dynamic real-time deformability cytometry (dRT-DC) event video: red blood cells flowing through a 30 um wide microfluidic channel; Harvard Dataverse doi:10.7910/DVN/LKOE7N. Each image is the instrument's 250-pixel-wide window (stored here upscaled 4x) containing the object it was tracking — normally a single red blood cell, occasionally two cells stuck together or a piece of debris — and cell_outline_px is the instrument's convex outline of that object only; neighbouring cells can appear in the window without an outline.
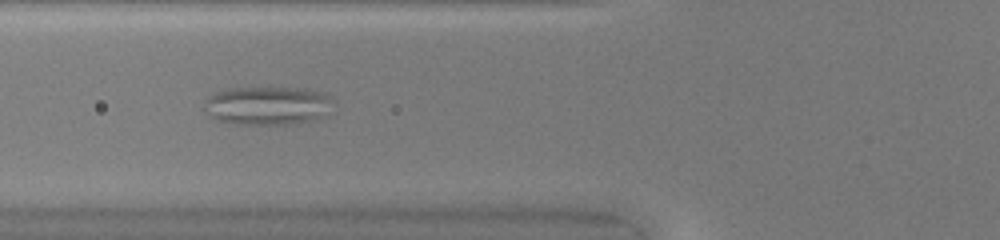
{"species": "common noctule bat (a hibernating species)", "species_latin": "Nyctalus noctula", "temperature_condition": "warm", "stored_images_in_passage": 52, "camera_frame_rate_fps": 3000, "um_per_image_px": 0.085, "animal": {"sex": "female", "body_mass_g": 20.0, "forearm_length_mm": 54.0}, "frame": {"image": 1, "passage_image": 21, "time_ms": 6.667, "image_size_px": [1000, 240], "cell_outline_px": [[336, 100], [324, 116], [312, 120], [288, 124], [236, 124], [212, 120], [204, 108], [204, 104], [208, 96], [216, 92], [228, 88], [268, 84], [304, 88], [324, 92], [332, 96]], "centroid_in_image_um": [22.75, 8.91], "position_along_channel_um": 103.1, "area_um2": 30.46}}
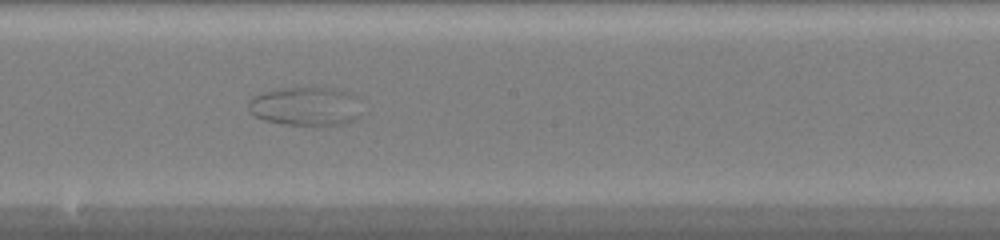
{"frame": {"image": 2, "passage_image": 30, "time_ms": 9.667, "image_size_px": [1000, 240], "cell_outline_px": [[360, 116], [344, 124], [284, 124], [264, 120], [256, 116], [248, 108], [248, 100], [252, 96], [264, 92], [284, 88], [332, 88], [348, 92]], "centroid_in_image_um": [25.86, 9.03], "position_along_channel_um": 222.3, "area_um2": 24.62}}
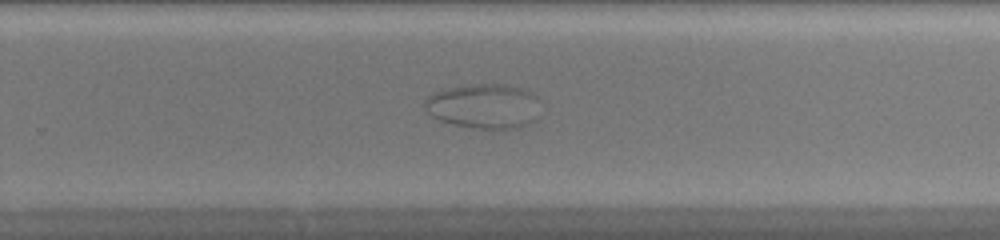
{"frame": {"image": 3, "passage_image": 35, "time_ms": 11.333, "image_size_px": [1000, 240], "cell_outline_px": [[540, 116], [536, 120], [528, 124], [516, 128], [472, 128], [440, 120], [432, 116], [428, 112], [424, 104], [424, 100], [428, 96], [436, 92], [448, 88], [472, 84], [500, 84], [520, 88], [532, 92], [536, 96]], "centroid_in_image_um": [41.16, 9.02], "position_along_channel_um": 288.6, "area_um2": 30.0}}